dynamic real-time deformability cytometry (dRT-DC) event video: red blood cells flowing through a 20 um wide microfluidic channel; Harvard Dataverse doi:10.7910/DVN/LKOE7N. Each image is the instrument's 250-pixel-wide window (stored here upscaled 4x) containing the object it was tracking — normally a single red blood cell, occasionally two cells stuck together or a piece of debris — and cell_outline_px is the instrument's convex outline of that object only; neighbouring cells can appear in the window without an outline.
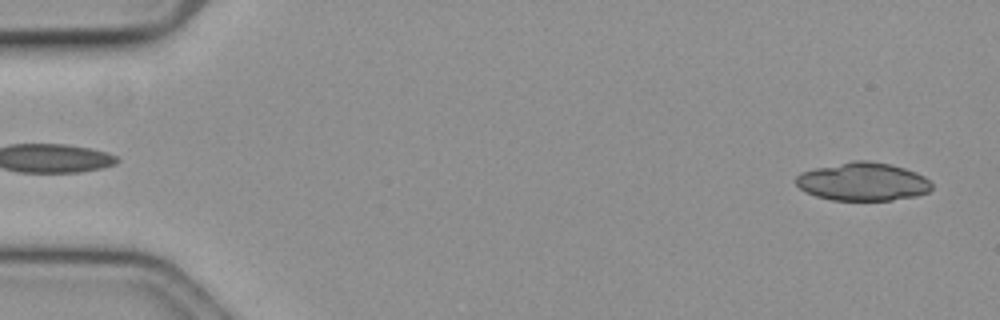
{"species": "common noctule bat (a hibernating species)", "species_latin": "Nyctalus noctula", "temperature_condition": "cold", "stored_images_in_passage": 43, "segment_of_instrument_passage": [1, 2], "camera_frame_rate_fps": 3000, "um_per_image_px": 0.085, "animal": {"sex": "female", "body_mass_g": 19.3, "forearm_length_mm": 54.1}, "frame": {"image": 1, "passage_image": 2, "time_ms": 0.333, "image_size_px": [1000, 320], "cell_outline_px": [[932, 188], [928, 192], [916, 196], [892, 200], [832, 200], [816, 196], [804, 192], [796, 184], [796, 176], [800, 172], [816, 168], [852, 160], [868, 160], [888, 164], [904, 168], [916, 172], [924, 176], [932, 184]], "centroid_in_image_um": [73.33, 15.44], "position_along_channel_um": 11.7, "area_um2": 30.29}}